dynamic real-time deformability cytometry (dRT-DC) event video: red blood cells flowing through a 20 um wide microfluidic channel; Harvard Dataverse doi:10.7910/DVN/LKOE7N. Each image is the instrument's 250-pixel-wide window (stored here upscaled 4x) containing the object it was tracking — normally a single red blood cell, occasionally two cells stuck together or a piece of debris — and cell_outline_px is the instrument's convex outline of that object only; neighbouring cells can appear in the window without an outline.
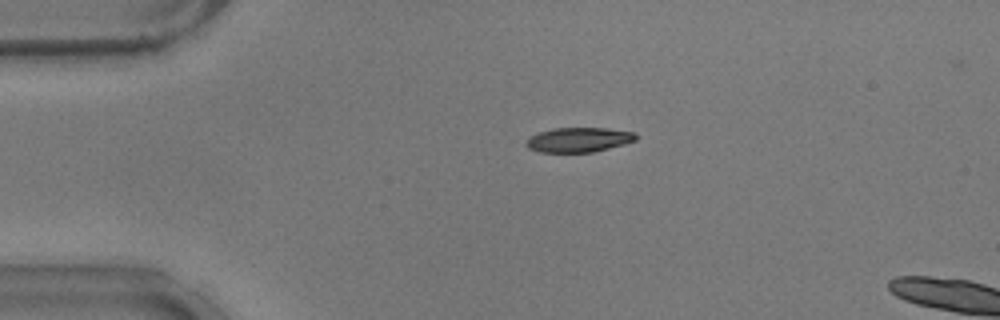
{"species": "common noctule bat (a hibernating species)", "species_latin": "Nyctalus noctula", "temperature_condition": "warm", "stored_images_in_passage": 4, "camera_frame_rate_fps": 3000, "um_per_image_px": 0.085, "animal": {"sex": "male", "body_mass_g": 17.9}, "frame": {"image": 1, "passage_image": 1, "time_ms": 0.0, "image_size_px": [1000, 320], "cell_outline_px": [[636, 140], [624, 144], [592, 152], [540, 152], [528, 148], [524, 144], [532, 136], [540, 132], [552, 128], [608, 128], [636, 132]], "centroid_in_image_um": [49.2, 11.87], "position_along_channel_um": 35.8, "area_um2": 15.66}}